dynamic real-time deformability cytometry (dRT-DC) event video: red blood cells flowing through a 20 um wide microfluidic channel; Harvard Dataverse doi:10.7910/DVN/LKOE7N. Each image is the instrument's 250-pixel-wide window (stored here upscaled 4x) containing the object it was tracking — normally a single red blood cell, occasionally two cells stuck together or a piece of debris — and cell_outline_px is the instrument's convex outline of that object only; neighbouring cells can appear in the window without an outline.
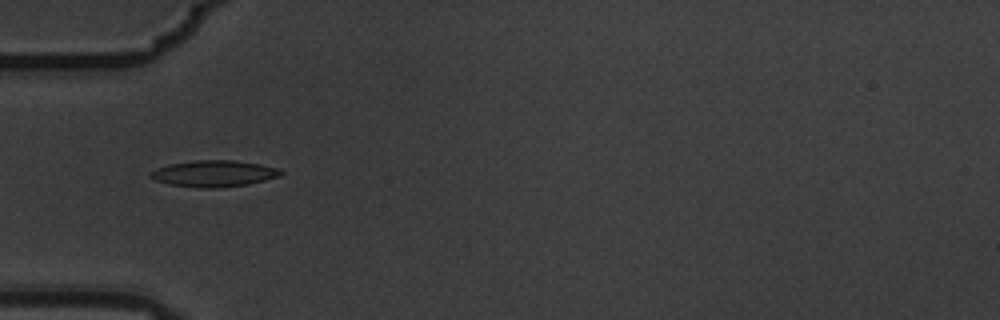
{"species": "common noctule bat (a hibernating species)", "species_latin": "Nyctalus noctula", "temperature_condition": "warm", "stored_images_in_passage": 4, "camera_frame_rate_fps": 3000, "um_per_image_px": 0.085, "animal": {"sex": "male", "body_mass_g": 19.5, "forearm_length_mm": 54.6}, "frame": {"image": 1, "passage_image": 2, "time_ms": 0.333, "image_size_px": [1000, 320], "cell_outline_px": [[284, 172], [280, 176], [248, 184], [216, 188], [200, 188], [168, 184], [156, 180], [148, 176], [156, 168], [168, 164], [196, 160], [232, 160], [260, 164], [280, 168]], "centroid_in_image_um": [18.19, 14.75], "position_along_channel_um": 66.8, "area_um2": 20.06}}
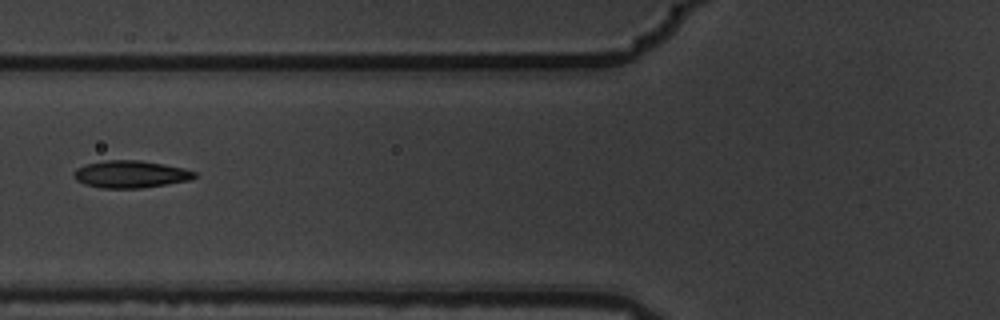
{"frame": {"image": 2, "passage_image": 3, "time_ms": 0.667, "image_size_px": [1000, 320], "cell_outline_px": [[196, 176], [192, 180], [140, 188], [100, 188], [84, 184], [76, 180], [72, 176], [72, 172], [76, 168], [88, 164], [104, 160], [140, 160], [164, 164], [184, 168], [196, 172]], "centroid_in_image_um": [11.08, 14.81], "position_along_channel_um": 114.7, "area_um2": 19.31}}
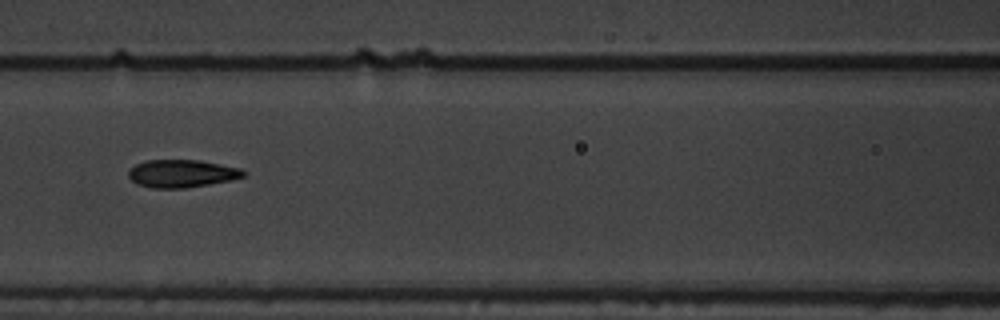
{"frame": {"image": 3, "passage_image": 4, "time_ms": 1.0, "image_size_px": [1000, 320], "cell_outline_px": [[248, 172], [244, 176], [232, 180], [184, 188], [152, 188], [136, 184], [128, 176], [128, 172], [136, 164], [148, 160], [200, 160], [240, 168]], "centroid_in_image_um": [15.47, 14.75], "position_along_channel_um": 151.1, "area_um2": 18.55}}